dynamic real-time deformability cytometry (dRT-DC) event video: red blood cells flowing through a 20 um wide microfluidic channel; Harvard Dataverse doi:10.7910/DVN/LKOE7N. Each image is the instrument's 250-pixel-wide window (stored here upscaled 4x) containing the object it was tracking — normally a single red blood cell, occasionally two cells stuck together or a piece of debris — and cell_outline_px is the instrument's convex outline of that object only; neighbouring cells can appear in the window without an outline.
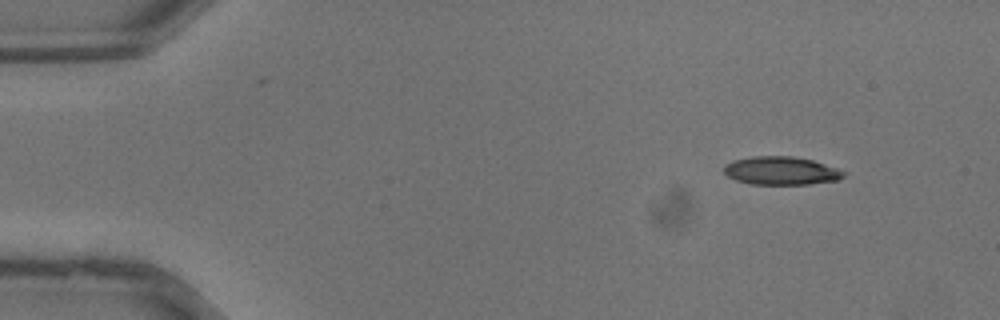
{"species": "common noctule bat (a hibernating species)", "species_latin": "Nyctalus noctula", "temperature_condition": "warm", "stored_images_in_passage": 9, "camera_frame_rate_fps": 3000, "um_per_image_px": 0.085, "animal": {"sex": "male", "body_mass_g": 13.3}, "frame": {"image": 1, "passage_image": 1, "time_ms": 0.0, "image_size_px": [1000, 320], "cell_outline_px": [[848, 172], [840, 180], [808, 184], [752, 184], [736, 180], [728, 176], [724, 172], [724, 164], [732, 160], [752, 156], [792, 156], [812, 160]], "centroid_in_image_um": [66.4, 14.51], "position_along_channel_um": 18.6, "area_um2": 19.77}}